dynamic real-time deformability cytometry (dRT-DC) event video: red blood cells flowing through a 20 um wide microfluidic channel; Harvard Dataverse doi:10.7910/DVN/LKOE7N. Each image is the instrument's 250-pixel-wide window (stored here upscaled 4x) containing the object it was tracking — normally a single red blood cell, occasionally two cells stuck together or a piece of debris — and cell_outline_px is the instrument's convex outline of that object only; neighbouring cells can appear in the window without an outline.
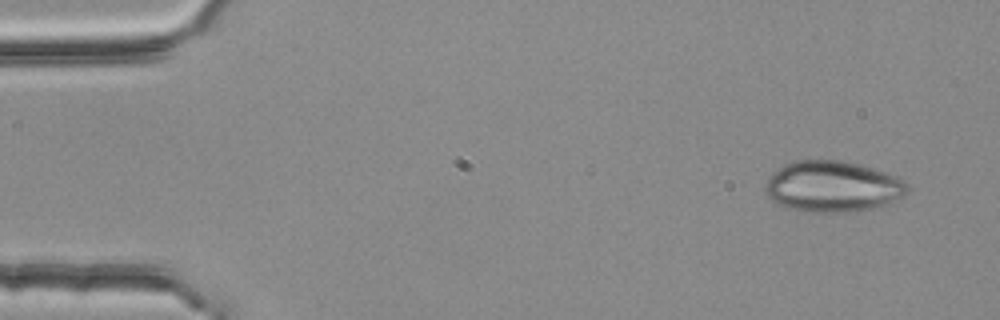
{"species": "common noctule bat (a hibernating species)", "species_latin": "Nyctalus noctula", "temperature_condition": "room temperature", "stored_images_in_passage": 4, "camera_frame_rate_fps": 3000, "um_per_image_px": 0.085, "animal": {"sex": "female", "body_mass_g": 25.1}, "frame": {"image": 1, "passage_image": 1, "time_ms": 0.0, "image_size_px": [1000, 320], "cell_outline_px": [[908, 192], [904, 196], [888, 204], [856, 212], [800, 212], [788, 208], [772, 200], [764, 192], [764, 184], [784, 164], [796, 160], [840, 160], [872, 168], [896, 176], [904, 180], [908, 184]], "centroid_in_image_um": [70.79, 15.87], "position_along_channel_um": 14.2, "area_um2": 42.37}}